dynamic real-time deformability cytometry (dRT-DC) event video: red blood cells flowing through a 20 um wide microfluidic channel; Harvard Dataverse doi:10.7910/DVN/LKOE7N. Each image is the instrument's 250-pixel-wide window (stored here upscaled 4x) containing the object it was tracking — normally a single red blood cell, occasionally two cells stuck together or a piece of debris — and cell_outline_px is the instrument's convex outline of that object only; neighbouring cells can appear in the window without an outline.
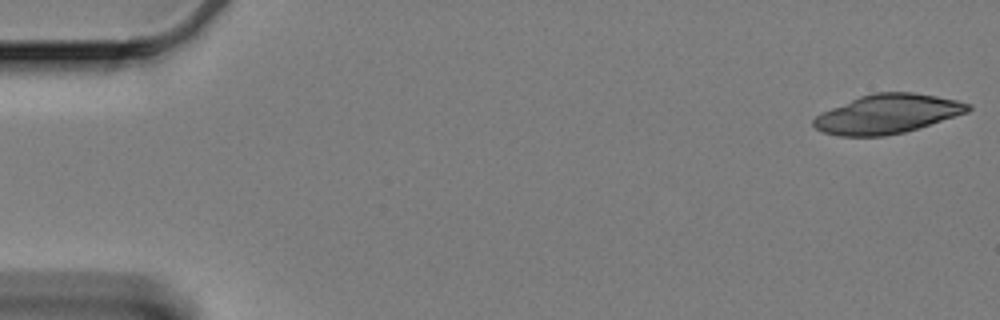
{"species": "Egyptian fruit bat (a non-hibernating species)", "species_latin": "Rousettus aegyptiacus", "temperature_condition": "cold", "stored_images_in_passage": 18, "camera_frame_rate_fps": 3000, "um_per_image_px": 0.085, "animal": {"sex": "female"}, "frame": {"image": 1, "passage_image": 1, "time_ms": 0.0, "image_size_px": [1000, 320], "cell_outline_px": [[972, 108], [968, 112], [904, 132], [884, 136], [840, 136], [824, 132], [816, 128], [812, 124], [812, 120], [816, 116], [832, 108], [860, 96], [876, 92], [912, 92], [936, 96], [956, 100], [972, 104]], "centroid_in_image_um": [75.44, 9.68], "position_along_channel_um": 9.6, "area_um2": 34.8}}